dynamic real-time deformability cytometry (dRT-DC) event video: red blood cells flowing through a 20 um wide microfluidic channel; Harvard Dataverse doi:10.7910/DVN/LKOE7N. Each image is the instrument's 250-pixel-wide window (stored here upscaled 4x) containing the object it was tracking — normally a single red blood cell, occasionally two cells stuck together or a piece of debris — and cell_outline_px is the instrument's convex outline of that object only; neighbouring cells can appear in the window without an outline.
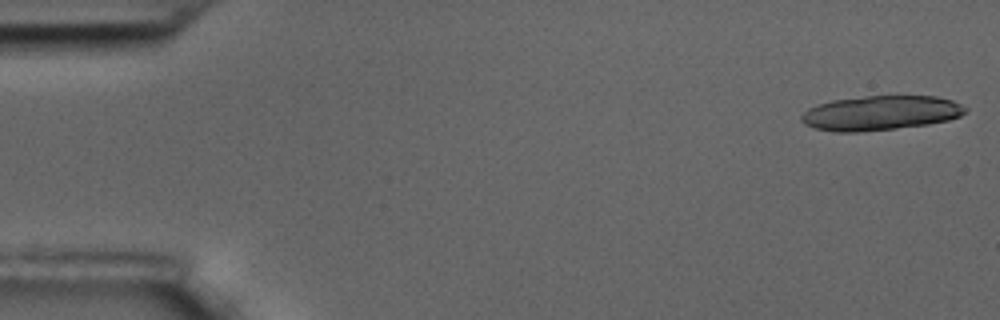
{"species": "common noctule bat (a hibernating species)", "species_latin": "Nyctalus noctula", "temperature_condition": "room temperature", "stored_images_in_passage": 19, "camera_frame_rate_fps": 3000, "um_per_image_px": 0.085, "animal": {"sex": "male", "body_mass_g": 17.5, "forearm_length_mm": 52.3}, "frame": {"image": 1, "passage_image": 1, "time_ms": 0.0, "image_size_px": [1000, 320], "cell_outline_px": [[968, 112], [960, 116], [948, 120], [928, 124], [896, 128], [856, 132], [836, 132], [816, 128], [804, 124], [800, 120], [800, 116], [808, 108], [816, 104], [832, 100], [868, 96], [936, 96], [952, 100], [968, 108]], "centroid_in_image_um": [74.84, 9.6], "position_along_channel_um": 10.2, "area_um2": 33.06}}